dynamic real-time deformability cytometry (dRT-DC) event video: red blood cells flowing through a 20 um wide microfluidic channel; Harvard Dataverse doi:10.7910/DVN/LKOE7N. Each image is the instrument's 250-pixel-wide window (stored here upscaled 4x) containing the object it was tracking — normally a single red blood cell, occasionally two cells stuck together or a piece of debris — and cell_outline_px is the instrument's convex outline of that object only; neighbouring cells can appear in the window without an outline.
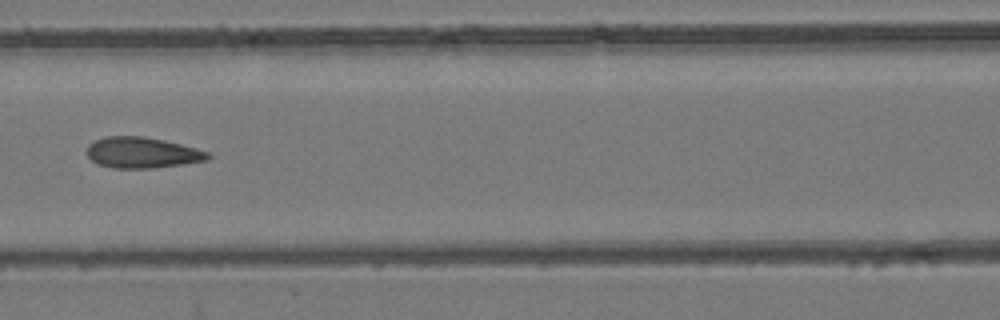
{"species": "common noctule bat (a hibernating species)", "species_latin": "Nyctalus noctula", "temperature_condition": "room temperature", "stored_images_in_passage": 7, "camera_frame_rate_fps": 3000, "um_per_image_px": 0.085, "animal": {"sex": "female", "body_mass_g": 24.6, "forearm_length_mm": 56.2}, "frame": {"image": 1, "passage_image": 7, "time_ms": 2.0, "image_size_px": [1000, 320], "cell_outline_px": [[212, 156], [208, 160], [184, 164], [152, 168], [112, 168], [96, 164], [88, 156], [88, 144], [96, 140], [108, 136], [144, 136], [164, 140], [196, 148], [208, 152]], "centroid_in_image_um": [12.1, 12.98], "position_along_channel_um": 154.5, "area_um2": 21.79}}